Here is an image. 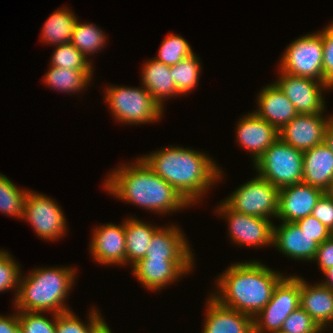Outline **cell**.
<instances>
[{"label": "cell", "instance_id": "obj_42", "mask_svg": "<svg viewBox=\"0 0 333 333\" xmlns=\"http://www.w3.org/2000/svg\"><path fill=\"white\" fill-rule=\"evenodd\" d=\"M324 143L333 152V117L331 118V120L329 121V123L326 127Z\"/></svg>", "mask_w": 333, "mask_h": 333}, {"label": "cell", "instance_id": "obj_3", "mask_svg": "<svg viewBox=\"0 0 333 333\" xmlns=\"http://www.w3.org/2000/svg\"><path fill=\"white\" fill-rule=\"evenodd\" d=\"M283 277L258 260L234 263L215 280L217 292L210 295L223 306L254 318L270 301Z\"/></svg>", "mask_w": 333, "mask_h": 333}, {"label": "cell", "instance_id": "obj_43", "mask_svg": "<svg viewBox=\"0 0 333 333\" xmlns=\"http://www.w3.org/2000/svg\"><path fill=\"white\" fill-rule=\"evenodd\" d=\"M323 274L325 275L326 280H323L321 283L333 290V267L326 269Z\"/></svg>", "mask_w": 333, "mask_h": 333}, {"label": "cell", "instance_id": "obj_12", "mask_svg": "<svg viewBox=\"0 0 333 333\" xmlns=\"http://www.w3.org/2000/svg\"><path fill=\"white\" fill-rule=\"evenodd\" d=\"M194 262V258H141L131 267L144 288L157 291L188 274Z\"/></svg>", "mask_w": 333, "mask_h": 333}, {"label": "cell", "instance_id": "obj_36", "mask_svg": "<svg viewBox=\"0 0 333 333\" xmlns=\"http://www.w3.org/2000/svg\"><path fill=\"white\" fill-rule=\"evenodd\" d=\"M52 321L42 312L18 311V321L24 333H56V314L52 313Z\"/></svg>", "mask_w": 333, "mask_h": 333}, {"label": "cell", "instance_id": "obj_19", "mask_svg": "<svg viewBox=\"0 0 333 333\" xmlns=\"http://www.w3.org/2000/svg\"><path fill=\"white\" fill-rule=\"evenodd\" d=\"M201 333H253L250 315L228 308L209 295Z\"/></svg>", "mask_w": 333, "mask_h": 333}, {"label": "cell", "instance_id": "obj_26", "mask_svg": "<svg viewBox=\"0 0 333 333\" xmlns=\"http://www.w3.org/2000/svg\"><path fill=\"white\" fill-rule=\"evenodd\" d=\"M77 20L76 14L68 7L55 10L43 25L42 42L55 46L70 43Z\"/></svg>", "mask_w": 333, "mask_h": 333}, {"label": "cell", "instance_id": "obj_38", "mask_svg": "<svg viewBox=\"0 0 333 333\" xmlns=\"http://www.w3.org/2000/svg\"><path fill=\"white\" fill-rule=\"evenodd\" d=\"M295 223L320 245L327 240L333 233L327 229L317 218L312 215L300 218Z\"/></svg>", "mask_w": 333, "mask_h": 333}, {"label": "cell", "instance_id": "obj_24", "mask_svg": "<svg viewBox=\"0 0 333 333\" xmlns=\"http://www.w3.org/2000/svg\"><path fill=\"white\" fill-rule=\"evenodd\" d=\"M141 73V86L151 93L162 109L165 100L171 96H181L170 73V66L154 58L145 62Z\"/></svg>", "mask_w": 333, "mask_h": 333}, {"label": "cell", "instance_id": "obj_9", "mask_svg": "<svg viewBox=\"0 0 333 333\" xmlns=\"http://www.w3.org/2000/svg\"><path fill=\"white\" fill-rule=\"evenodd\" d=\"M256 175L223 201L232 210L242 214L267 219L276 218L280 189Z\"/></svg>", "mask_w": 333, "mask_h": 333}, {"label": "cell", "instance_id": "obj_11", "mask_svg": "<svg viewBox=\"0 0 333 333\" xmlns=\"http://www.w3.org/2000/svg\"><path fill=\"white\" fill-rule=\"evenodd\" d=\"M216 210L229 222L228 234L232 243L249 247L273 246L274 223L270 219L236 212L224 201Z\"/></svg>", "mask_w": 333, "mask_h": 333}, {"label": "cell", "instance_id": "obj_5", "mask_svg": "<svg viewBox=\"0 0 333 333\" xmlns=\"http://www.w3.org/2000/svg\"><path fill=\"white\" fill-rule=\"evenodd\" d=\"M104 92L111 114L122 124H146L161 120L164 109L144 87L109 85Z\"/></svg>", "mask_w": 333, "mask_h": 333}, {"label": "cell", "instance_id": "obj_33", "mask_svg": "<svg viewBox=\"0 0 333 333\" xmlns=\"http://www.w3.org/2000/svg\"><path fill=\"white\" fill-rule=\"evenodd\" d=\"M51 66L67 69L92 70V62L71 43L56 46L51 57ZM91 62V63H90Z\"/></svg>", "mask_w": 333, "mask_h": 333}, {"label": "cell", "instance_id": "obj_41", "mask_svg": "<svg viewBox=\"0 0 333 333\" xmlns=\"http://www.w3.org/2000/svg\"><path fill=\"white\" fill-rule=\"evenodd\" d=\"M18 326V311L9 316L0 315V333H13Z\"/></svg>", "mask_w": 333, "mask_h": 333}, {"label": "cell", "instance_id": "obj_29", "mask_svg": "<svg viewBox=\"0 0 333 333\" xmlns=\"http://www.w3.org/2000/svg\"><path fill=\"white\" fill-rule=\"evenodd\" d=\"M200 62L199 57L193 53L170 66V73L181 96L190 93L197 86L202 68Z\"/></svg>", "mask_w": 333, "mask_h": 333}, {"label": "cell", "instance_id": "obj_34", "mask_svg": "<svg viewBox=\"0 0 333 333\" xmlns=\"http://www.w3.org/2000/svg\"><path fill=\"white\" fill-rule=\"evenodd\" d=\"M325 330L299 306L285 319L280 333H322Z\"/></svg>", "mask_w": 333, "mask_h": 333}, {"label": "cell", "instance_id": "obj_2", "mask_svg": "<svg viewBox=\"0 0 333 333\" xmlns=\"http://www.w3.org/2000/svg\"><path fill=\"white\" fill-rule=\"evenodd\" d=\"M103 188L115 198L156 214L176 212L191 205L180 193L137 157L135 162L118 166L107 175Z\"/></svg>", "mask_w": 333, "mask_h": 333}, {"label": "cell", "instance_id": "obj_1", "mask_svg": "<svg viewBox=\"0 0 333 333\" xmlns=\"http://www.w3.org/2000/svg\"><path fill=\"white\" fill-rule=\"evenodd\" d=\"M141 159L190 205L203 199L208 189L223 177L220 167L209 155L182 146L170 145Z\"/></svg>", "mask_w": 333, "mask_h": 333}, {"label": "cell", "instance_id": "obj_23", "mask_svg": "<svg viewBox=\"0 0 333 333\" xmlns=\"http://www.w3.org/2000/svg\"><path fill=\"white\" fill-rule=\"evenodd\" d=\"M333 179V152L325 144L303 152L302 182L325 191Z\"/></svg>", "mask_w": 333, "mask_h": 333}, {"label": "cell", "instance_id": "obj_40", "mask_svg": "<svg viewBox=\"0 0 333 333\" xmlns=\"http://www.w3.org/2000/svg\"><path fill=\"white\" fill-rule=\"evenodd\" d=\"M313 261L318 262L321 272L333 267V234L319 245Z\"/></svg>", "mask_w": 333, "mask_h": 333}, {"label": "cell", "instance_id": "obj_35", "mask_svg": "<svg viewBox=\"0 0 333 333\" xmlns=\"http://www.w3.org/2000/svg\"><path fill=\"white\" fill-rule=\"evenodd\" d=\"M7 251L0 250V293L15 290L16 297L21 277L19 264Z\"/></svg>", "mask_w": 333, "mask_h": 333}, {"label": "cell", "instance_id": "obj_10", "mask_svg": "<svg viewBox=\"0 0 333 333\" xmlns=\"http://www.w3.org/2000/svg\"><path fill=\"white\" fill-rule=\"evenodd\" d=\"M41 239L53 242L67 232L66 218L56 201L43 193L28 191L23 218Z\"/></svg>", "mask_w": 333, "mask_h": 333}, {"label": "cell", "instance_id": "obj_25", "mask_svg": "<svg viewBox=\"0 0 333 333\" xmlns=\"http://www.w3.org/2000/svg\"><path fill=\"white\" fill-rule=\"evenodd\" d=\"M124 227L126 241L125 265H133L146 256L147 246L159 227L151 226L133 216L124 220Z\"/></svg>", "mask_w": 333, "mask_h": 333}, {"label": "cell", "instance_id": "obj_8", "mask_svg": "<svg viewBox=\"0 0 333 333\" xmlns=\"http://www.w3.org/2000/svg\"><path fill=\"white\" fill-rule=\"evenodd\" d=\"M279 62L278 71L323 81L322 30L295 39L284 50Z\"/></svg>", "mask_w": 333, "mask_h": 333}, {"label": "cell", "instance_id": "obj_18", "mask_svg": "<svg viewBox=\"0 0 333 333\" xmlns=\"http://www.w3.org/2000/svg\"><path fill=\"white\" fill-rule=\"evenodd\" d=\"M273 247L280 253L298 261H313L319 244L314 237L302 231L295 222L274 225Z\"/></svg>", "mask_w": 333, "mask_h": 333}, {"label": "cell", "instance_id": "obj_6", "mask_svg": "<svg viewBox=\"0 0 333 333\" xmlns=\"http://www.w3.org/2000/svg\"><path fill=\"white\" fill-rule=\"evenodd\" d=\"M258 175L277 188L302 182L303 151L286 144L280 137L254 164Z\"/></svg>", "mask_w": 333, "mask_h": 333}, {"label": "cell", "instance_id": "obj_4", "mask_svg": "<svg viewBox=\"0 0 333 333\" xmlns=\"http://www.w3.org/2000/svg\"><path fill=\"white\" fill-rule=\"evenodd\" d=\"M75 274V269L61 266L34 268L25 277L21 275L14 309L55 314L70 311L65 301L75 283Z\"/></svg>", "mask_w": 333, "mask_h": 333}, {"label": "cell", "instance_id": "obj_28", "mask_svg": "<svg viewBox=\"0 0 333 333\" xmlns=\"http://www.w3.org/2000/svg\"><path fill=\"white\" fill-rule=\"evenodd\" d=\"M106 39L105 33L96 24L81 23L77 20L70 43L88 59V56L98 53L103 48Z\"/></svg>", "mask_w": 333, "mask_h": 333}, {"label": "cell", "instance_id": "obj_21", "mask_svg": "<svg viewBox=\"0 0 333 333\" xmlns=\"http://www.w3.org/2000/svg\"><path fill=\"white\" fill-rule=\"evenodd\" d=\"M300 277V307L309 314L321 328L332 327L333 290L322 283L310 285ZM331 323V324H330Z\"/></svg>", "mask_w": 333, "mask_h": 333}, {"label": "cell", "instance_id": "obj_13", "mask_svg": "<svg viewBox=\"0 0 333 333\" xmlns=\"http://www.w3.org/2000/svg\"><path fill=\"white\" fill-rule=\"evenodd\" d=\"M280 76L275 82L285 96L292 102L298 114H318L325 112L322 91L332 89L324 81L300 77L278 71ZM327 89V90H326Z\"/></svg>", "mask_w": 333, "mask_h": 333}, {"label": "cell", "instance_id": "obj_45", "mask_svg": "<svg viewBox=\"0 0 333 333\" xmlns=\"http://www.w3.org/2000/svg\"><path fill=\"white\" fill-rule=\"evenodd\" d=\"M324 192L333 199V179L331 180L329 187Z\"/></svg>", "mask_w": 333, "mask_h": 333}, {"label": "cell", "instance_id": "obj_16", "mask_svg": "<svg viewBox=\"0 0 333 333\" xmlns=\"http://www.w3.org/2000/svg\"><path fill=\"white\" fill-rule=\"evenodd\" d=\"M324 191L304 182L280 188L278 213L282 222H295L312 214V210Z\"/></svg>", "mask_w": 333, "mask_h": 333}, {"label": "cell", "instance_id": "obj_15", "mask_svg": "<svg viewBox=\"0 0 333 333\" xmlns=\"http://www.w3.org/2000/svg\"><path fill=\"white\" fill-rule=\"evenodd\" d=\"M89 249L95 261L102 265H124L126 255L124 221L95 227Z\"/></svg>", "mask_w": 333, "mask_h": 333}, {"label": "cell", "instance_id": "obj_44", "mask_svg": "<svg viewBox=\"0 0 333 333\" xmlns=\"http://www.w3.org/2000/svg\"><path fill=\"white\" fill-rule=\"evenodd\" d=\"M110 327L105 323L96 333H112Z\"/></svg>", "mask_w": 333, "mask_h": 333}, {"label": "cell", "instance_id": "obj_30", "mask_svg": "<svg viewBox=\"0 0 333 333\" xmlns=\"http://www.w3.org/2000/svg\"><path fill=\"white\" fill-rule=\"evenodd\" d=\"M88 314V321L81 322L72 310L56 314V333H96L106 322L96 308Z\"/></svg>", "mask_w": 333, "mask_h": 333}, {"label": "cell", "instance_id": "obj_14", "mask_svg": "<svg viewBox=\"0 0 333 333\" xmlns=\"http://www.w3.org/2000/svg\"><path fill=\"white\" fill-rule=\"evenodd\" d=\"M318 114H297L279 130V137L295 149L306 151L324 143L326 127L333 117Z\"/></svg>", "mask_w": 333, "mask_h": 333}, {"label": "cell", "instance_id": "obj_31", "mask_svg": "<svg viewBox=\"0 0 333 333\" xmlns=\"http://www.w3.org/2000/svg\"><path fill=\"white\" fill-rule=\"evenodd\" d=\"M28 191L18 188L8 177L0 173V212L22 219Z\"/></svg>", "mask_w": 333, "mask_h": 333}, {"label": "cell", "instance_id": "obj_39", "mask_svg": "<svg viewBox=\"0 0 333 333\" xmlns=\"http://www.w3.org/2000/svg\"><path fill=\"white\" fill-rule=\"evenodd\" d=\"M311 215L317 218L333 233V199L325 192L318 199Z\"/></svg>", "mask_w": 333, "mask_h": 333}, {"label": "cell", "instance_id": "obj_37", "mask_svg": "<svg viewBox=\"0 0 333 333\" xmlns=\"http://www.w3.org/2000/svg\"><path fill=\"white\" fill-rule=\"evenodd\" d=\"M323 81L333 89V21L322 30Z\"/></svg>", "mask_w": 333, "mask_h": 333}, {"label": "cell", "instance_id": "obj_7", "mask_svg": "<svg viewBox=\"0 0 333 333\" xmlns=\"http://www.w3.org/2000/svg\"><path fill=\"white\" fill-rule=\"evenodd\" d=\"M300 306V277L285 275L267 305L253 318V333H280L285 319Z\"/></svg>", "mask_w": 333, "mask_h": 333}, {"label": "cell", "instance_id": "obj_32", "mask_svg": "<svg viewBox=\"0 0 333 333\" xmlns=\"http://www.w3.org/2000/svg\"><path fill=\"white\" fill-rule=\"evenodd\" d=\"M190 44L183 37L176 34H169L160 44L156 60L165 65L172 66L193 54Z\"/></svg>", "mask_w": 333, "mask_h": 333}, {"label": "cell", "instance_id": "obj_46", "mask_svg": "<svg viewBox=\"0 0 333 333\" xmlns=\"http://www.w3.org/2000/svg\"><path fill=\"white\" fill-rule=\"evenodd\" d=\"M13 333H24L23 329L20 327V325L13 331Z\"/></svg>", "mask_w": 333, "mask_h": 333}, {"label": "cell", "instance_id": "obj_22", "mask_svg": "<svg viewBox=\"0 0 333 333\" xmlns=\"http://www.w3.org/2000/svg\"><path fill=\"white\" fill-rule=\"evenodd\" d=\"M185 234L178 226L160 227L154 232L144 258H194Z\"/></svg>", "mask_w": 333, "mask_h": 333}, {"label": "cell", "instance_id": "obj_27", "mask_svg": "<svg viewBox=\"0 0 333 333\" xmlns=\"http://www.w3.org/2000/svg\"><path fill=\"white\" fill-rule=\"evenodd\" d=\"M92 78L93 70L67 69L50 65V69L43 77V82L50 88L63 93H79L85 87L88 88Z\"/></svg>", "mask_w": 333, "mask_h": 333}, {"label": "cell", "instance_id": "obj_17", "mask_svg": "<svg viewBox=\"0 0 333 333\" xmlns=\"http://www.w3.org/2000/svg\"><path fill=\"white\" fill-rule=\"evenodd\" d=\"M236 128L237 142L252 155L253 165L279 138V131L254 111L242 117Z\"/></svg>", "mask_w": 333, "mask_h": 333}, {"label": "cell", "instance_id": "obj_20", "mask_svg": "<svg viewBox=\"0 0 333 333\" xmlns=\"http://www.w3.org/2000/svg\"><path fill=\"white\" fill-rule=\"evenodd\" d=\"M256 103L258 109L254 112L278 131L298 114L292 102L275 82L261 89Z\"/></svg>", "mask_w": 333, "mask_h": 333}]
</instances>
